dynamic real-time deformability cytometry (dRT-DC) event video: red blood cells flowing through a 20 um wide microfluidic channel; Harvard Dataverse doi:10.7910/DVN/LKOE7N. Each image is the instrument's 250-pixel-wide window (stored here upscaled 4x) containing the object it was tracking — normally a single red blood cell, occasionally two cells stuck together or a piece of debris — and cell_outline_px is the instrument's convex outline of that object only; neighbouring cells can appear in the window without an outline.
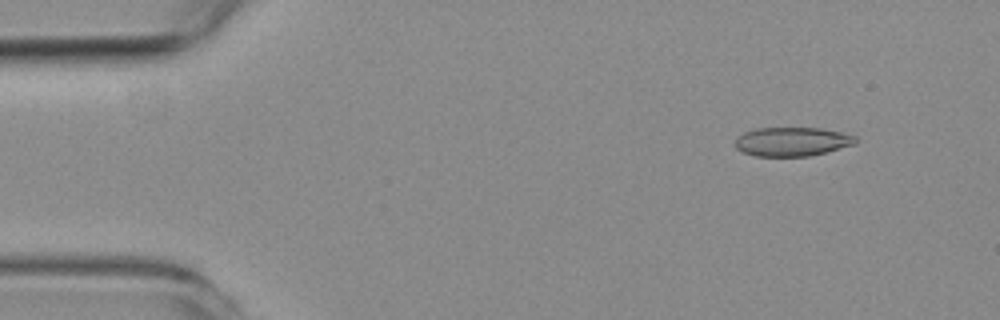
{"species": "common noctule bat (a hibernating species)", "species_latin": "Nyctalus noctula", "temperature_condition": "room temperature", "stored_images_in_passage": 56, "camera_frame_rate_fps": 3000, "um_per_image_px": 0.085, "animal": {"sex": "female", "body_mass_g": 19.3, "forearm_length_mm": 54.1}, "frame": {"image": 1, "passage_image": 6, "time_ms": 1.667, "image_size_px": [1000, 320], "cell_outline_px": [[856, 144], [808, 156], [756, 156], [744, 152], [736, 148], [736, 140], [744, 132], [756, 128], [820, 128], [840, 132], [856, 136]], "centroid_in_image_um": [67.34, 12.03], "position_along_channel_um": 17.7, "area_um2": 20.06}}
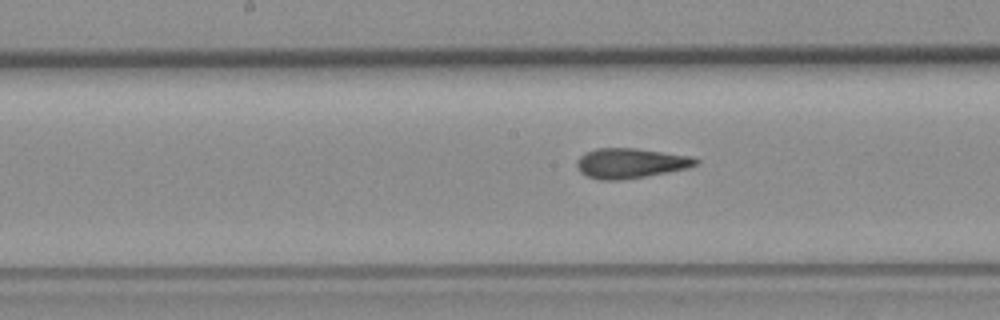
{"frame": {"image": 2, "passage_image": 28, "time_ms": 9.0, "image_size_px": [1000, 320], "cell_outline_px": [[700, 160], [696, 164], [688, 168], [668, 172], [620, 180], [600, 180], [588, 176], [580, 172], [576, 164], [576, 160], [584, 152], [596, 148], [636, 148], [692, 156]], "centroid_in_image_um": [53.57, 13.86], "position_along_channel_um": 194.6, "area_um2": 20.81}}
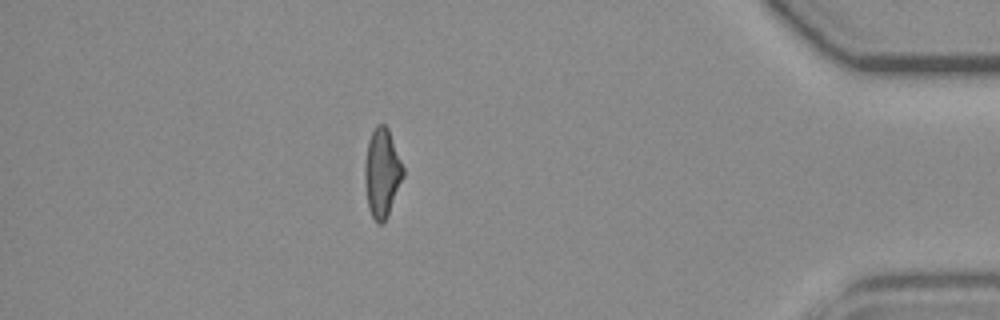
{"frame": {"image": 3, "passage_image": 49, "time_ms": 16.0, "image_size_px": [1000, 320], "cell_outline_px": [[404, 176], [388, 216], [380, 224], [376, 224], [368, 208], [364, 184], [364, 164], [368, 140], [376, 124], [384, 124], [388, 128], [404, 168]], "centroid_in_image_um": [32.46, 14.71], "position_along_channel_um": 402.7, "area_um2": 20.06}, "authors_computed_cell_mechanics": {"area_um2": 20.519, "velocity_mm_per_s": 3.668, "shape_relaxation_time_tau1_ms": 10.0291, "shape_relaxation_time_tau2_ms": 1.5777, "deformation_change_tau1": 0.2511, "deformation_change_tau2": 0.1089}}